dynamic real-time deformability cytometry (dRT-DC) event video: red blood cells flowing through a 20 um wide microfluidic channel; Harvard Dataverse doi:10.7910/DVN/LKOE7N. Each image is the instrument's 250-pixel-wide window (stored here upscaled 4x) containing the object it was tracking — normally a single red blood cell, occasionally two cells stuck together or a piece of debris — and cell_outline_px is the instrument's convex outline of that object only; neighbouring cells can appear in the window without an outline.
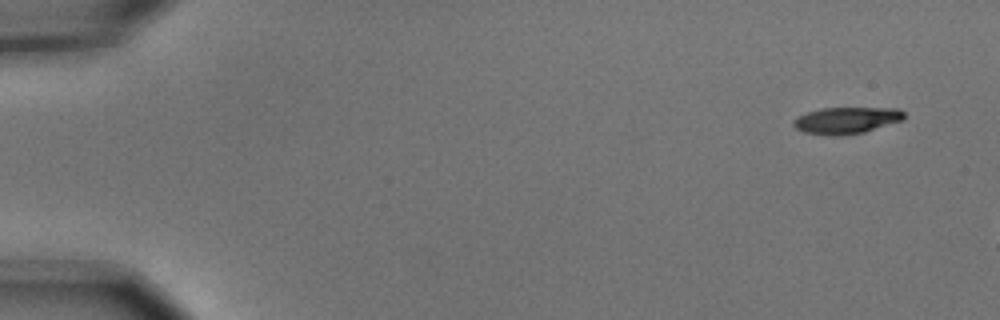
{"species": "common noctule bat (a hibernating species)", "species_latin": "Nyctalus noctula", "temperature_condition": "cold", "stored_images_in_passage": 2, "camera_frame_rate_fps": 3000, "um_per_image_px": 0.085, "animal": {"sex": "male", "body_mass_g": 15.6}, "frame": {"image": 1, "passage_image": 1, "time_ms": 0.0, "image_size_px": [1000, 320], "cell_outline_px": [[904, 120], [864, 132], [836, 136], [832, 136], [804, 132], [796, 128], [792, 124], [792, 120], [808, 112], [824, 108], [900, 108], [904, 112]], "centroid_in_image_um": [71.97, 10.23], "position_along_channel_um": 13.0, "area_um2": 17.11}}